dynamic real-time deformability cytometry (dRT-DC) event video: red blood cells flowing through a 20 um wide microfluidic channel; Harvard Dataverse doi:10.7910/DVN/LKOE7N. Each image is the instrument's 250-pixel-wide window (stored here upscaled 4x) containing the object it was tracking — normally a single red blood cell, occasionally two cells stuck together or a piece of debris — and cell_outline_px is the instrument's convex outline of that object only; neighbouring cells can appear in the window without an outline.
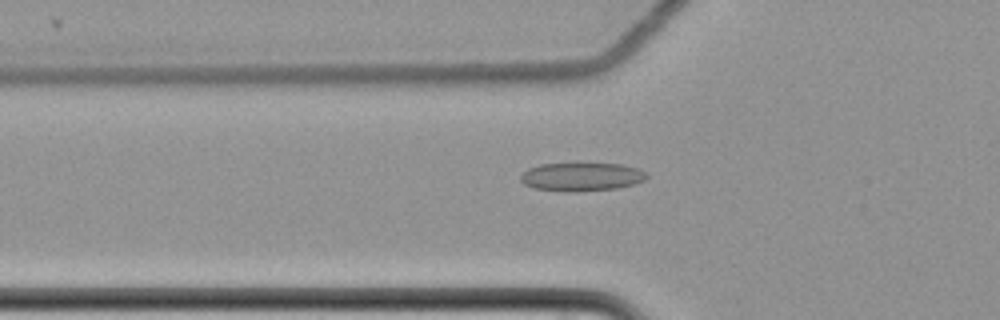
{"species": "common noctule bat (a hibernating species)", "species_latin": "Nyctalus noctula", "temperature_condition": "cold", "stored_images_in_passage": 50, "camera_frame_rate_fps": 3000, "um_per_image_px": 0.085, "animal": {"sex": "female", "body_mass_g": 22.7, "forearm_length_mm": 54.2}, "frame": {"image": 1, "passage_image": 18, "time_ms": 5.667, "image_size_px": [1000, 320], "cell_outline_px": [[648, 176], [644, 180], [632, 184], [616, 188], [572, 192], [568, 192], [532, 188], [524, 184], [520, 180], [520, 176], [528, 168], [540, 164], [576, 160], [620, 164], [636, 168], [648, 172]], "centroid_in_image_um": [49.39, 14.97], "position_along_channel_um": 76.4, "area_um2": 21.91}}
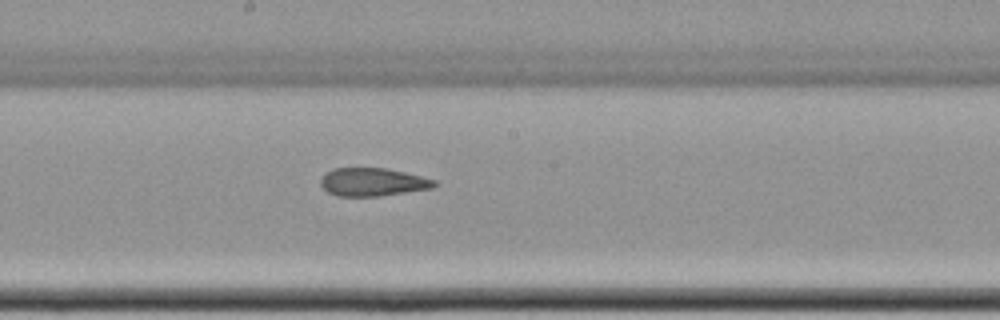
{"frame": {"image": 2, "passage_image": 30, "time_ms": 9.667, "image_size_px": [1000, 320], "cell_outline_px": [[436, 184], [432, 188], [380, 196], [336, 196], [328, 192], [320, 184], [320, 180], [332, 168], [388, 168], [436, 180]], "centroid_in_image_um": [31.67, 15.47], "position_along_channel_um": 216.5, "area_um2": 18.5}}
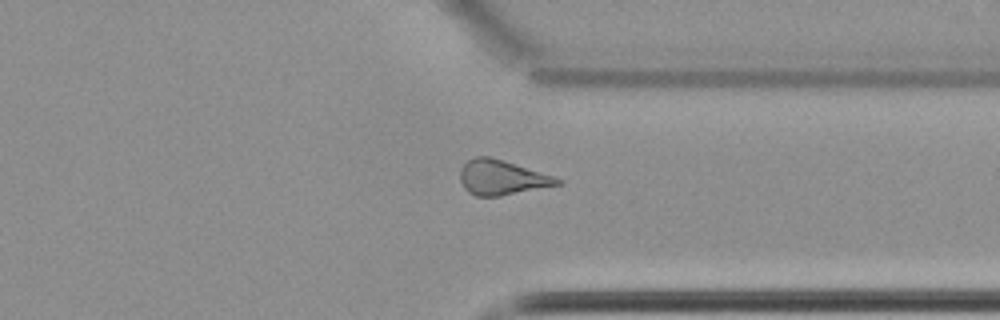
{"frame": {"image": 3, "passage_image": 43, "time_ms": 14.0, "image_size_px": [1000, 320], "cell_outline_px": [[564, 184], [500, 196], [476, 196], [468, 192], [464, 188], [460, 180], [460, 168], [468, 160], [476, 156], [488, 156], [504, 160], [564, 180]], "centroid_in_image_um": [42.65, 15.09], "position_along_channel_um": 368.7, "area_um2": 19.77}}